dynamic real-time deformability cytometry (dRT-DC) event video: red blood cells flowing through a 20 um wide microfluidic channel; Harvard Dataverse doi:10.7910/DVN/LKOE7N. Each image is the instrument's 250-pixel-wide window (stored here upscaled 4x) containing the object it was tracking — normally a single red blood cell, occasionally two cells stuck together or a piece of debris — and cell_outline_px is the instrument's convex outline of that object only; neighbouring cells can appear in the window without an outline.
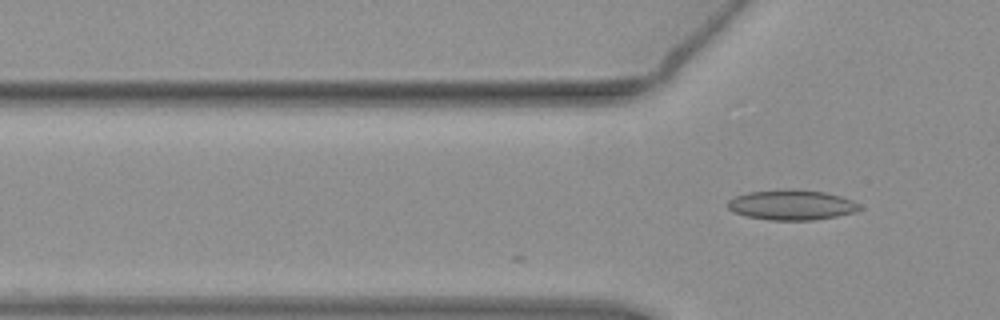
{"species": "common noctule bat (a hibernating species)", "species_latin": "Nyctalus noctula", "temperature_condition": "warm", "stored_images_in_passage": 7, "camera_frame_rate_fps": 3000, "um_per_image_px": 0.085, "animal": {"sex": "female", "body_mass_g": 19.3, "forearm_length_mm": 54.1}, "frame": {"image": 1, "passage_image": 7, "time_ms": 2.0, "image_size_px": [1000, 320], "cell_outline_px": [[864, 208], [852, 212], [836, 216], [812, 220], [768, 220], [748, 216], [732, 212], [728, 208], [728, 200], [736, 196], [748, 192], [780, 188], [796, 188], [824, 192], [840, 196], [852, 200], [860, 204]], "centroid_in_image_um": [67.28, 17.4], "position_along_channel_um": 58.5, "area_um2": 23.41}}